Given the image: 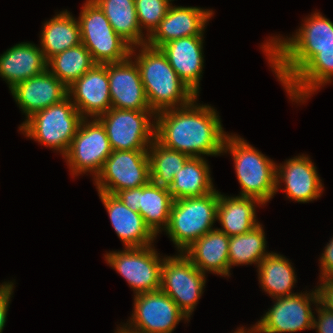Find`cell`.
I'll return each mask as SVG.
<instances>
[{
  "label": "cell",
  "instance_id": "6da1fadb",
  "mask_svg": "<svg viewBox=\"0 0 333 333\" xmlns=\"http://www.w3.org/2000/svg\"><path fill=\"white\" fill-rule=\"evenodd\" d=\"M196 100L180 108L156 113L155 139L190 157L220 156L228 134L217 110L210 105L198 104Z\"/></svg>",
  "mask_w": 333,
  "mask_h": 333
},
{
  "label": "cell",
  "instance_id": "7a4b0ae2",
  "mask_svg": "<svg viewBox=\"0 0 333 333\" xmlns=\"http://www.w3.org/2000/svg\"><path fill=\"white\" fill-rule=\"evenodd\" d=\"M294 34L289 38L270 37L261 45L271 70L283 87L321 48L333 46V22L315 11L304 19Z\"/></svg>",
  "mask_w": 333,
  "mask_h": 333
},
{
  "label": "cell",
  "instance_id": "3957f363",
  "mask_svg": "<svg viewBox=\"0 0 333 333\" xmlns=\"http://www.w3.org/2000/svg\"><path fill=\"white\" fill-rule=\"evenodd\" d=\"M137 48L136 46L131 48L130 58H134L137 64L148 104L155 114L186 106L198 98L178 77L160 48L147 44Z\"/></svg>",
  "mask_w": 333,
  "mask_h": 333
},
{
  "label": "cell",
  "instance_id": "277c9868",
  "mask_svg": "<svg viewBox=\"0 0 333 333\" xmlns=\"http://www.w3.org/2000/svg\"><path fill=\"white\" fill-rule=\"evenodd\" d=\"M229 152L241 185L239 196L258 199L263 205L276 194V165L238 135H227L222 153Z\"/></svg>",
  "mask_w": 333,
  "mask_h": 333
},
{
  "label": "cell",
  "instance_id": "5b68a950",
  "mask_svg": "<svg viewBox=\"0 0 333 333\" xmlns=\"http://www.w3.org/2000/svg\"><path fill=\"white\" fill-rule=\"evenodd\" d=\"M83 119L67 96L61 102L33 113L22 122L19 130L45 147L59 151L63 157Z\"/></svg>",
  "mask_w": 333,
  "mask_h": 333
},
{
  "label": "cell",
  "instance_id": "8992f818",
  "mask_svg": "<svg viewBox=\"0 0 333 333\" xmlns=\"http://www.w3.org/2000/svg\"><path fill=\"white\" fill-rule=\"evenodd\" d=\"M219 191L200 197L174 200L168 227L164 230L178 252L215 229Z\"/></svg>",
  "mask_w": 333,
  "mask_h": 333
},
{
  "label": "cell",
  "instance_id": "52a82bcc",
  "mask_svg": "<svg viewBox=\"0 0 333 333\" xmlns=\"http://www.w3.org/2000/svg\"><path fill=\"white\" fill-rule=\"evenodd\" d=\"M81 43L96 64L119 63L130 57L131 46L113 29L102 9L86 0L78 17Z\"/></svg>",
  "mask_w": 333,
  "mask_h": 333
},
{
  "label": "cell",
  "instance_id": "ba28073f",
  "mask_svg": "<svg viewBox=\"0 0 333 333\" xmlns=\"http://www.w3.org/2000/svg\"><path fill=\"white\" fill-rule=\"evenodd\" d=\"M155 115L152 110L111 107L97 119L105 127L113 151L148 150L155 139Z\"/></svg>",
  "mask_w": 333,
  "mask_h": 333
},
{
  "label": "cell",
  "instance_id": "9c48e42d",
  "mask_svg": "<svg viewBox=\"0 0 333 333\" xmlns=\"http://www.w3.org/2000/svg\"><path fill=\"white\" fill-rule=\"evenodd\" d=\"M104 256L107 264L126 279L134 296L160 290L164 257L157 253L154 245L125 247L124 250L110 251Z\"/></svg>",
  "mask_w": 333,
  "mask_h": 333
},
{
  "label": "cell",
  "instance_id": "30bf717a",
  "mask_svg": "<svg viewBox=\"0 0 333 333\" xmlns=\"http://www.w3.org/2000/svg\"><path fill=\"white\" fill-rule=\"evenodd\" d=\"M205 276L182 252L164 256L160 290L173 299L179 309L190 318L204 292Z\"/></svg>",
  "mask_w": 333,
  "mask_h": 333
},
{
  "label": "cell",
  "instance_id": "8fae6325",
  "mask_svg": "<svg viewBox=\"0 0 333 333\" xmlns=\"http://www.w3.org/2000/svg\"><path fill=\"white\" fill-rule=\"evenodd\" d=\"M112 151L102 123L97 118H84L63 158L72 176L89 172L95 179Z\"/></svg>",
  "mask_w": 333,
  "mask_h": 333
},
{
  "label": "cell",
  "instance_id": "7c38bea8",
  "mask_svg": "<svg viewBox=\"0 0 333 333\" xmlns=\"http://www.w3.org/2000/svg\"><path fill=\"white\" fill-rule=\"evenodd\" d=\"M150 181L148 150L112 151L94 179L98 192L115 195L121 190L138 188Z\"/></svg>",
  "mask_w": 333,
  "mask_h": 333
},
{
  "label": "cell",
  "instance_id": "4fadbf2b",
  "mask_svg": "<svg viewBox=\"0 0 333 333\" xmlns=\"http://www.w3.org/2000/svg\"><path fill=\"white\" fill-rule=\"evenodd\" d=\"M133 304L123 325L135 333H172L181 320H190L162 290L135 295Z\"/></svg>",
  "mask_w": 333,
  "mask_h": 333
},
{
  "label": "cell",
  "instance_id": "5bb4252c",
  "mask_svg": "<svg viewBox=\"0 0 333 333\" xmlns=\"http://www.w3.org/2000/svg\"><path fill=\"white\" fill-rule=\"evenodd\" d=\"M311 291L273 299L274 305L254 324L258 333H294L312 329L314 312L311 305H318L319 296L317 289Z\"/></svg>",
  "mask_w": 333,
  "mask_h": 333
},
{
  "label": "cell",
  "instance_id": "9a60e30c",
  "mask_svg": "<svg viewBox=\"0 0 333 333\" xmlns=\"http://www.w3.org/2000/svg\"><path fill=\"white\" fill-rule=\"evenodd\" d=\"M115 196L129 209L139 212L156 236L168 227L174 199L167 188L149 181L138 188L121 190Z\"/></svg>",
  "mask_w": 333,
  "mask_h": 333
},
{
  "label": "cell",
  "instance_id": "2e32d148",
  "mask_svg": "<svg viewBox=\"0 0 333 333\" xmlns=\"http://www.w3.org/2000/svg\"><path fill=\"white\" fill-rule=\"evenodd\" d=\"M316 166L302 154L288 159L283 165H276V192L283 189L287 198L300 203H309L319 198L324 191Z\"/></svg>",
  "mask_w": 333,
  "mask_h": 333
},
{
  "label": "cell",
  "instance_id": "e0dca14e",
  "mask_svg": "<svg viewBox=\"0 0 333 333\" xmlns=\"http://www.w3.org/2000/svg\"><path fill=\"white\" fill-rule=\"evenodd\" d=\"M68 96L83 118H98L111 108L107 63L95 64L68 87Z\"/></svg>",
  "mask_w": 333,
  "mask_h": 333
},
{
  "label": "cell",
  "instance_id": "ac0fdd59",
  "mask_svg": "<svg viewBox=\"0 0 333 333\" xmlns=\"http://www.w3.org/2000/svg\"><path fill=\"white\" fill-rule=\"evenodd\" d=\"M214 11L200 7L171 5L166 16L147 38V45L160 48L167 42L189 36H204Z\"/></svg>",
  "mask_w": 333,
  "mask_h": 333
},
{
  "label": "cell",
  "instance_id": "d6986e66",
  "mask_svg": "<svg viewBox=\"0 0 333 333\" xmlns=\"http://www.w3.org/2000/svg\"><path fill=\"white\" fill-rule=\"evenodd\" d=\"M111 107L129 110H151L137 64L132 58L107 63Z\"/></svg>",
  "mask_w": 333,
  "mask_h": 333
},
{
  "label": "cell",
  "instance_id": "ffe728a7",
  "mask_svg": "<svg viewBox=\"0 0 333 333\" xmlns=\"http://www.w3.org/2000/svg\"><path fill=\"white\" fill-rule=\"evenodd\" d=\"M10 91L26 119L68 96V88L48 69L17 83Z\"/></svg>",
  "mask_w": 333,
  "mask_h": 333
},
{
  "label": "cell",
  "instance_id": "44dd1931",
  "mask_svg": "<svg viewBox=\"0 0 333 333\" xmlns=\"http://www.w3.org/2000/svg\"><path fill=\"white\" fill-rule=\"evenodd\" d=\"M203 36L174 39L160 47L178 77L199 96L204 68Z\"/></svg>",
  "mask_w": 333,
  "mask_h": 333
},
{
  "label": "cell",
  "instance_id": "7402d4cb",
  "mask_svg": "<svg viewBox=\"0 0 333 333\" xmlns=\"http://www.w3.org/2000/svg\"><path fill=\"white\" fill-rule=\"evenodd\" d=\"M107 210L111 225L124 247L153 245L156 235L145 224L139 212L132 211L113 194L98 192Z\"/></svg>",
  "mask_w": 333,
  "mask_h": 333
},
{
  "label": "cell",
  "instance_id": "603a6c76",
  "mask_svg": "<svg viewBox=\"0 0 333 333\" xmlns=\"http://www.w3.org/2000/svg\"><path fill=\"white\" fill-rule=\"evenodd\" d=\"M333 79V46L320 49L285 86L292 102L304 103Z\"/></svg>",
  "mask_w": 333,
  "mask_h": 333
},
{
  "label": "cell",
  "instance_id": "cb8c5ba5",
  "mask_svg": "<svg viewBox=\"0 0 333 333\" xmlns=\"http://www.w3.org/2000/svg\"><path fill=\"white\" fill-rule=\"evenodd\" d=\"M46 69L47 60L41 48L30 42L18 43L0 56V77L8 84L9 90Z\"/></svg>",
  "mask_w": 333,
  "mask_h": 333
},
{
  "label": "cell",
  "instance_id": "d4e9b609",
  "mask_svg": "<svg viewBox=\"0 0 333 333\" xmlns=\"http://www.w3.org/2000/svg\"><path fill=\"white\" fill-rule=\"evenodd\" d=\"M230 237L224 232L214 229L194 241L182 253L202 272L214 273L229 277V247Z\"/></svg>",
  "mask_w": 333,
  "mask_h": 333
},
{
  "label": "cell",
  "instance_id": "484cf974",
  "mask_svg": "<svg viewBox=\"0 0 333 333\" xmlns=\"http://www.w3.org/2000/svg\"><path fill=\"white\" fill-rule=\"evenodd\" d=\"M263 205L258 199L242 196H225L219 192L217 217L221 229L229 237L244 234L257 226L256 206Z\"/></svg>",
  "mask_w": 333,
  "mask_h": 333
},
{
  "label": "cell",
  "instance_id": "4316f807",
  "mask_svg": "<svg viewBox=\"0 0 333 333\" xmlns=\"http://www.w3.org/2000/svg\"><path fill=\"white\" fill-rule=\"evenodd\" d=\"M81 43L77 18L65 10L43 24L40 48L47 62L55 55Z\"/></svg>",
  "mask_w": 333,
  "mask_h": 333
},
{
  "label": "cell",
  "instance_id": "83f0119b",
  "mask_svg": "<svg viewBox=\"0 0 333 333\" xmlns=\"http://www.w3.org/2000/svg\"><path fill=\"white\" fill-rule=\"evenodd\" d=\"M210 167L204 157H190L175 174L168 189L174 200L200 197L214 192Z\"/></svg>",
  "mask_w": 333,
  "mask_h": 333
},
{
  "label": "cell",
  "instance_id": "f1b7e54d",
  "mask_svg": "<svg viewBox=\"0 0 333 333\" xmlns=\"http://www.w3.org/2000/svg\"><path fill=\"white\" fill-rule=\"evenodd\" d=\"M257 268L262 291L264 290L271 298L276 299L296 294L292 292V288L297 282L296 274L288 258L270 252Z\"/></svg>",
  "mask_w": 333,
  "mask_h": 333
},
{
  "label": "cell",
  "instance_id": "f546056e",
  "mask_svg": "<svg viewBox=\"0 0 333 333\" xmlns=\"http://www.w3.org/2000/svg\"><path fill=\"white\" fill-rule=\"evenodd\" d=\"M104 12L114 31L131 47L147 43L137 20L134 0H93Z\"/></svg>",
  "mask_w": 333,
  "mask_h": 333
},
{
  "label": "cell",
  "instance_id": "4dcf8cb0",
  "mask_svg": "<svg viewBox=\"0 0 333 333\" xmlns=\"http://www.w3.org/2000/svg\"><path fill=\"white\" fill-rule=\"evenodd\" d=\"M263 225L255 226L244 234L231 236L229 240V266L251 265L259 263L270 253L266 251L267 241Z\"/></svg>",
  "mask_w": 333,
  "mask_h": 333
},
{
  "label": "cell",
  "instance_id": "1f68e13d",
  "mask_svg": "<svg viewBox=\"0 0 333 333\" xmlns=\"http://www.w3.org/2000/svg\"><path fill=\"white\" fill-rule=\"evenodd\" d=\"M95 64L89 50L80 43L53 56L47 69L68 88Z\"/></svg>",
  "mask_w": 333,
  "mask_h": 333
},
{
  "label": "cell",
  "instance_id": "d6a6232c",
  "mask_svg": "<svg viewBox=\"0 0 333 333\" xmlns=\"http://www.w3.org/2000/svg\"><path fill=\"white\" fill-rule=\"evenodd\" d=\"M150 161V181L169 189L174 176L182 169L190 158L185 153L170 149L160 144L156 139L148 149Z\"/></svg>",
  "mask_w": 333,
  "mask_h": 333
},
{
  "label": "cell",
  "instance_id": "836d02e7",
  "mask_svg": "<svg viewBox=\"0 0 333 333\" xmlns=\"http://www.w3.org/2000/svg\"><path fill=\"white\" fill-rule=\"evenodd\" d=\"M141 31L149 37L166 16L172 3L169 0H134Z\"/></svg>",
  "mask_w": 333,
  "mask_h": 333
},
{
  "label": "cell",
  "instance_id": "e575fe53",
  "mask_svg": "<svg viewBox=\"0 0 333 333\" xmlns=\"http://www.w3.org/2000/svg\"><path fill=\"white\" fill-rule=\"evenodd\" d=\"M317 308V309H316ZM317 318L314 316L313 328L318 333H333V313L320 303L316 306Z\"/></svg>",
  "mask_w": 333,
  "mask_h": 333
},
{
  "label": "cell",
  "instance_id": "d590c367",
  "mask_svg": "<svg viewBox=\"0 0 333 333\" xmlns=\"http://www.w3.org/2000/svg\"><path fill=\"white\" fill-rule=\"evenodd\" d=\"M14 282H4L0 285V333H2L7 320L8 308L13 295Z\"/></svg>",
  "mask_w": 333,
  "mask_h": 333
},
{
  "label": "cell",
  "instance_id": "8d00e7d4",
  "mask_svg": "<svg viewBox=\"0 0 333 333\" xmlns=\"http://www.w3.org/2000/svg\"><path fill=\"white\" fill-rule=\"evenodd\" d=\"M319 280L321 283L316 287L319 303L333 313V277Z\"/></svg>",
  "mask_w": 333,
  "mask_h": 333
},
{
  "label": "cell",
  "instance_id": "74e56055",
  "mask_svg": "<svg viewBox=\"0 0 333 333\" xmlns=\"http://www.w3.org/2000/svg\"><path fill=\"white\" fill-rule=\"evenodd\" d=\"M324 251L319 259L320 261V278L333 277V238L324 247Z\"/></svg>",
  "mask_w": 333,
  "mask_h": 333
},
{
  "label": "cell",
  "instance_id": "f35d334b",
  "mask_svg": "<svg viewBox=\"0 0 333 333\" xmlns=\"http://www.w3.org/2000/svg\"><path fill=\"white\" fill-rule=\"evenodd\" d=\"M245 328L246 327L243 328V326H242V327L238 328L236 331H234L233 333H258V331L254 325L250 329L249 328L245 329Z\"/></svg>",
  "mask_w": 333,
  "mask_h": 333
},
{
  "label": "cell",
  "instance_id": "ab89813d",
  "mask_svg": "<svg viewBox=\"0 0 333 333\" xmlns=\"http://www.w3.org/2000/svg\"><path fill=\"white\" fill-rule=\"evenodd\" d=\"M115 333H135V332L127 329L124 325H122L121 327L117 328V331Z\"/></svg>",
  "mask_w": 333,
  "mask_h": 333
}]
</instances>
